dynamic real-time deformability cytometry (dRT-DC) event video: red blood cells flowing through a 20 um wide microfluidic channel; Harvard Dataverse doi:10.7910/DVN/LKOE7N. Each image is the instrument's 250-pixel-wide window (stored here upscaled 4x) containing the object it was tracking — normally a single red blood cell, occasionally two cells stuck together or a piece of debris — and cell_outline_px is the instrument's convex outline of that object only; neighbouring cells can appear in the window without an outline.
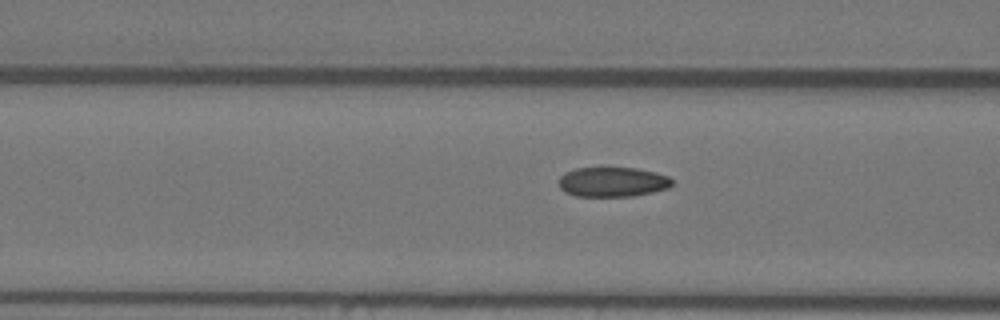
{"species": "Egyptian fruit bat (a non-hibernating species)", "species_latin": "Rousettus aegyptiacus", "temperature_condition": "warm", "stored_images_in_passage": 40, "camera_frame_rate_fps": 3000, "um_per_image_px": 0.085, "animal": {"sex": "female"}, "frame": {"image": 1, "passage_image": 11, "time_ms": 3.333, "image_size_px": [1000, 320], "cell_outline_px": [[672, 184], [668, 188], [652, 192], [632, 196], [576, 196], [564, 192], [560, 188], [560, 176], [564, 172], [576, 168], [636, 168], [656, 172], [668, 176], [672, 180]], "centroid_in_image_um": [52.06, 15.46], "position_along_channel_um": 114.5, "area_um2": 19.59}}
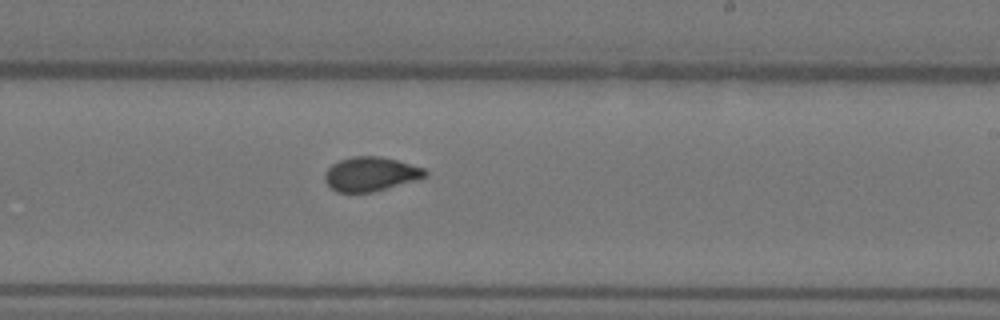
{"frame": {"image": 2, "passage_image": 23, "time_ms": 7.333, "image_size_px": [1000, 320], "cell_outline_px": [[428, 176], [416, 180], [372, 192], [336, 192], [324, 180], [324, 172], [332, 164], [340, 160], [352, 156], [380, 156], [396, 160], [424, 168], [428, 172]], "centroid_in_image_um": [31.5, 14.79], "position_along_channel_um": 257.5, "area_um2": 19.94}}
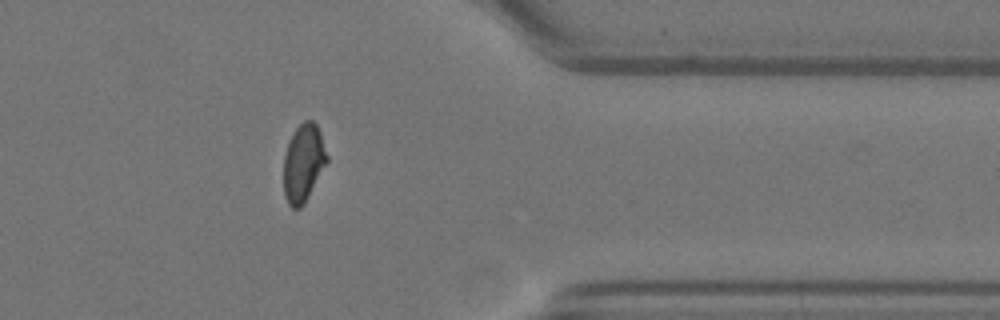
{"frame": {"image": 3, "passage_image": 35, "time_ms": 11.333, "image_size_px": [1000, 320], "cell_outline_px": [[328, 160], [304, 204], [300, 208], [292, 208], [288, 204], [284, 196], [284, 156], [292, 132], [304, 120], [312, 120], [316, 124], [320, 132], [328, 156]], "centroid_in_image_um": [25.78, 13.85], "position_along_channel_um": 385.6, "area_um2": 19.54}}